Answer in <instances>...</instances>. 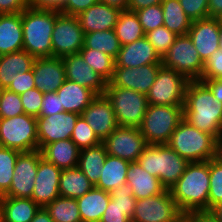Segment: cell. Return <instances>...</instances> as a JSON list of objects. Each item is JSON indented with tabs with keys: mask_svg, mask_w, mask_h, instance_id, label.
Listing matches in <instances>:
<instances>
[{
	"mask_svg": "<svg viewBox=\"0 0 222 222\" xmlns=\"http://www.w3.org/2000/svg\"><path fill=\"white\" fill-rule=\"evenodd\" d=\"M121 46L114 29H112L85 33L82 48L94 49L116 58Z\"/></svg>",
	"mask_w": 222,
	"mask_h": 222,
	"instance_id": "cell-36",
	"label": "cell"
},
{
	"mask_svg": "<svg viewBox=\"0 0 222 222\" xmlns=\"http://www.w3.org/2000/svg\"><path fill=\"white\" fill-rule=\"evenodd\" d=\"M66 0H29V7L38 10L61 12Z\"/></svg>",
	"mask_w": 222,
	"mask_h": 222,
	"instance_id": "cell-54",
	"label": "cell"
},
{
	"mask_svg": "<svg viewBox=\"0 0 222 222\" xmlns=\"http://www.w3.org/2000/svg\"><path fill=\"white\" fill-rule=\"evenodd\" d=\"M94 186L78 166L62 169L59 181L61 197L77 199L90 191Z\"/></svg>",
	"mask_w": 222,
	"mask_h": 222,
	"instance_id": "cell-32",
	"label": "cell"
},
{
	"mask_svg": "<svg viewBox=\"0 0 222 222\" xmlns=\"http://www.w3.org/2000/svg\"><path fill=\"white\" fill-rule=\"evenodd\" d=\"M222 16V0L208 1V17L220 18Z\"/></svg>",
	"mask_w": 222,
	"mask_h": 222,
	"instance_id": "cell-58",
	"label": "cell"
},
{
	"mask_svg": "<svg viewBox=\"0 0 222 222\" xmlns=\"http://www.w3.org/2000/svg\"><path fill=\"white\" fill-rule=\"evenodd\" d=\"M137 162L157 177L166 190H170L179 180L189 163L167 144H147Z\"/></svg>",
	"mask_w": 222,
	"mask_h": 222,
	"instance_id": "cell-5",
	"label": "cell"
},
{
	"mask_svg": "<svg viewBox=\"0 0 222 222\" xmlns=\"http://www.w3.org/2000/svg\"><path fill=\"white\" fill-rule=\"evenodd\" d=\"M81 116L103 141L118 126L111 102L103 95H97L84 109Z\"/></svg>",
	"mask_w": 222,
	"mask_h": 222,
	"instance_id": "cell-17",
	"label": "cell"
},
{
	"mask_svg": "<svg viewBox=\"0 0 222 222\" xmlns=\"http://www.w3.org/2000/svg\"><path fill=\"white\" fill-rule=\"evenodd\" d=\"M130 162L107 154L104 166L101 169V175L95 187L107 192L127 183L126 175Z\"/></svg>",
	"mask_w": 222,
	"mask_h": 222,
	"instance_id": "cell-30",
	"label": "cell"
},
{
	"mask_svg": "<svg viewBox=\"0 0 222 222\" xmlns=\"http://www.w3.org/2000/svg\"><path fill=\"white\" fill-rule=\"evenodd\" d=\"M40 151L46 161L53 163L60 169L78 166L80 149L71 139L47 144Z\"/></svg>",
	"mask_w": 222,
	"mask_h": 222,
	"instance_id": "cell-27",
	"label": "cell"
},
{
	"mask_svg": "<svg viewBox=\"0 0 222 222\" xmlns=\"http://www.w3.org/2000/svg\"><path fill=\"white\" fill-rule=\"evenodd\" d=\"M0 222H4V213L1 203H0Z\"/></svg>",
	"mask_w": 222,
	"mask_h": 222,
	"instance_id": "cell-64",
	"label": "cell"
},
{
	"mask_svg": "<svg viewBox=\"0 0 222 222\" xmlns=\"http://www.w3.org/2000/svg\"><path fill=\"white\" fill-rule=\"evenodd\" d=\"M147 64L162 63L161 57L146 36L130 44L122 45L115 58V67L138 68Z\"/></svg>",
	"mask_w": 222,
	"mask_h": 222,
	"instance_id": "cell-22",
	"label": "cell"
},
{
	"mask_svg": "<svg viewBox=\"0 0 222 222\" xmlns=\"http://www.w3.org/2000/svg\"><path fill=\"white\" fill-rule=\"evenodd\" d=\"M66 79L89 88L96 95H103L107 81L94 71L78 54L62 57Z\"/></svg>",
	"mask_w": 222,
	"mask_h": 222,
	"instance_id": "cell-20",
	"label": "cell"
},
{
	"mask_svg": "<svg viewBox=\"0 0 222 222\" xmlns=\"http://www.w3.org/2000/svg\"><path fill=\"white\" fill-rule=\"evenodd\" d=\"M209 160L189 162L169 190L181 212L208 211L210 191Z\"/></svg>",
	"mask_w": 222,
	"mask_h": 222,
	"instance_id": "cell-2",
	"label": "cell"
},
{
	"mask_svg": "<svg viewBox=\"0 0 222 222\" xmlns=\"http://www.w3.org/2000/svg\"><path fill=\"white\" fill-rule=\"evenodd\" d=\"M56 92L60 96L64 112H72L79 115L83 113L84 109L97 96L89 88L67 79Z\"/></svg>",
	"mask_w": 222,
	"mask_h": 222,
	"instance_id": "cell-26",
	"label": "cell"
},
{
	"mask_svg": "<svg viewBox=\"0 0 222 222\" xmlns=\"http://www.w3.org/2000/svg\"><path fill=\"white\" fill-rule=\"evenodd\" d=\"M32 71L36 88L44 94L56 92L66 80L60 57L35 58Z\"/></svg>",
	"mask_w": 222,
	"mask_h": 222,
	"instance_id": "cell-21",
	"label": "cell"
},
{
	"mask_svg": "<svg viewBox=\"0 0 222 222\" xmlns=\"http://www.w3.org/2000/svg\"><path fill=\"white\" fill-rule=\"evenodd\" d=\"M45 209L54 222H82L76 199L59 196Z\"/></svg>",
	"mask_w": 222,
	"mask_h": 222,
	"instance_id": "cell-37",
	"label": "cell"
},
{
	"mask_svg": "<svg viewBox=\"0 0 222 222\" xmlns=\"http://www.w3.org/2000/svg\"><path fill=\"white\" fill-rule=\"evenodd\" d=\"M21 20L23 50L34 58L52 57V34L56 11L28 7L21 13Z\"/></svg>",
	"mask_w": 222,
	"mask_h": 222,
	"instance_id": "cell-3",
	"label": "cell"
},
{
	"mask_svg": "<svg viewBox=\"0 0 222 222\" xmlns=\"http://www.w3.org/2000/svg\"><path fill=\"white\" fill-rule=\"evenodd\" d=\"M111 198L124 209V213L131 219L136 206L132 187L125 183L110 192Z\"/></svg>",
	"mask_w": 222,
	"mask_h": 222,
	"instance_id": "cell-45",
	"label": "cell"
},
{
	"mask_svg": "<svg viewBox=\"0 0 222 222\" xmlns=\"http://www.w3.org/2000/svg\"><path fill=\"white\" fill-rule=\"evenodd\" d=\"M162 0H129L127 10L135 12L137 10L150 7L152 5H159Z\"/></svg>",
	"mask_w": 222,
	"mask_h": 222,
	"instance_id": "cell-55",
	"label": "cell"
},
{
	"mask_svg": "<svg viewBox=\"0 0 222 222\" xmlns=\"http://www.w3.org/2000/svg\"><path fill=\"white\" fill-rule=\"evenodd\" d=\"M24 114L19 94L8 89L0 91V118H12Z\"/></svg>",
	"mask_w": 222,
	"mask_h": 222,
	"instance_id": "cell-43",
	"label": "cell"
},
{
	"mask_svg": "<svg viewBox=\"0 0 222 222\" xmlns=\"http://www.w3.org/2000/svg\"><path fill=\"white\" fill-rule=\"evenodd\" d=\"M42 158L41 151L32 150L18 154L12 183L7 197L31 198L34 191V180L38 171L39 160Z\"/></svg>",
	"mask_w": 222,
	"mask_h": 222,
	"instance_id": "cell-14",
	"label": "cell"
},
{
	"mask_svg": "<svg viewBox=\"0 0 222 222\" xmlns=\"http://www.w3.org/2000/svg\"><path fill=\"white\" fill-rule=\"evenodd\" d=\"M164 67L182 73L188 80H199L204 62L188 34L178 35L173 45L161 58Z\"/></svg>",
	"mask_w": 222,
	"mask_h": 222,
	"instance_id": "cell-9",
	"label": "cell"
},
{
	"mask_svg": "<svg viewBox=\"0 0 222 222\" xmlns=\"http://www.w3.org/2000/svg\"><path fill=\"white\" fill-rule=\"evenodd\" d=\"M99 2L105 3L111 7L117 8L120 11L127 10L129 0H99Z\"/></svg>",
	"mask_w": 222,
	"mask_h": 222,
	"instance_id": "cell-60",
	"label": "cell"
},
{
	"mask_svg": "<svg viewBox=\"0 0 222 222\" xmlns=\"http://www.w3.org/2000/svg\"><path fill=\"white\" fill-rule=\"evenodd\" d=\"M59 112H64L57 92L45 93L42 101L40 116H50Z\"/></svg>",
	"mask_w": 222,
	"mask_h": 222,
	"instance_id": "cell-50",
	"label": "cell"
},
{
	"mask_svg": "<svg viewBox=\"0 0 222 222\" xmlns=\"http://www.w3.org/2000/svg\"><path fill=\"white\" fill-rule=\"evenodd\" d=\"M84 35L77 16L56 11V22L52 34V57L78 54L84 44Z\"/></svg>",
	"mask_w": 222,
	"mask_h": 222,
	"instance_id": "cell-11",
	"label": "cell"
},
{
	"mask_svg": "<svg viewBox=\"0 0 222 222\" xmlns=\"http://www.w3.org/2000/svg\"><path fill=\"white\" fill-rule=\"evenodd\" d=\"M126 176L136 200L152 197L166 190L160 180L143 169L137 161L130 162Z\"/></svg>",
	"mask_w": 222,
	"mask_h": 222,
	"instance_id": "cell-24",
	"label": "cell"
},
{
	"mask_svg": "<svg viewBox=\"0 0 222 222\" xmlns=\"http://www.w3.org/2000/svg\"><path fill=\"white\" fill-rule=\"evenodd\" d=\"M104 95L111 102L118 126L140 127L148 106L145 94L132 89L106 86Z\"/></svg>",
	"mask_w": 222,
	"mask_h": 222,
	"instance_id": "cell-7",
	"label": "cell"
},
{
	"mask_svg": "<svg viewBox=\"0 0 222 222\" xmlns=\"http://www.w3.org/2000/svg\"><path fill=\"white\" fill-rule=\"evenodd\" d=\"M219 154L222 156V139L220 141Z\"/></svg>",
	"mask_w": 222,
	"mask_h": 222,
	"instance_id": "cell-65",
	"label": "cell"
},
{
	"mask_svg": "<svg viewBox=\"0 0 222 222\" xmlns=\"http://www.w3.org/2000/svg\"><path fill=\"white\" fill-rule=\"evenodd\" d=\"M183 118V105L148 104L139 129L147 144H167Z\"/></svg>",
	"mask_w": 222,
	"mask_h": 222,
	"instance_id": "cell-6",
	"label": "cell"
},
{
	"mask_svg": "<svg viewBox=\"0 0 222 222\" xmlns=\"http://www.w3.org/2000/svg\"><path fill=\"white\" fill-rule=\"evenodd\" d=\"M0 146L19 152L38 150L36 117L24 113L12 118H0Z\"/></svg>",
	"mask_w": 222,
	"mask_h": 222,
	"instance_id": "cell-8",
	"label": "cell"
},
{
	"mask_svg": "<svg viewBox=\"0 0 222 222\" xmlns=\"http://www.w3.org/2000/svg\"><path fill=\"white\" fill-rule=\"evenodd\" d=\"M162 64H147L138 68L115 67L107 86L132 89L147 95Z\"/></svg>",
	"mask_w": 222,
	"mask_h": 222,
	"instance_id": "cell-16",
	"label": "cell"
},
{
	"mask_svg": "<svg viewBox=\"0 0 222 222\" xmlns=\"http://www.w3.org/2000/svg\"><path fill=\"white\" fill-rule=\"evenodd\" d=\"M44 93L37 88L27 90L20 94L21 103L24 108V113L34 117L40 116Z\"/></svg>",
	"mask_w": 222,
	"mask_h": 222,
	"instance_id": "cell-46",
	"label": "cell"
},
{
	"mask_svg": "<svg viewBox=\"0 0 222 222\" xmlns=\"http://www.w3.org/2000/svg\"><path fill=\"white\" fill-rule=\"evenodd\" d=\"M210 212L220 221L222 222V202L215 205Z\"/></svg>",
	"mask_w": 222,
	"mask_h": 222,
	"instance_id": "cell-62",
	"label": "cell"
},
{
	"mask_svg": "<svg viewBox=\"0 0 222 222\" xmlns=\"http://www.w3.org/2000/svg\"><path fill=\"white\" fill-rule=\"evenodd\" d=\"M79 54L84 61L107 82L112 78L115 69V58L90 48H82Z\"/></svg>",
	"mask_w": 222,
	"mask_h": 222,
	"instance_id": "cell-38",
	"label": "cell"
},
{
	"mask_svg": "<svg viewBox=\"0 0 222 222\" xmlns=\"http://www.w3.org/2000/svg\"><path fill=\"white\" fill-rule=\"evenodd\" d=\"M106 157L107 152L102 142L98 145L80 150L78 168L94 185H96L99 180Z\"/></svg>",
	"mask_w": 222,
	"mask_h": 222,
	"instance_id": "cell-33",
	"label": "cell"
},
{
	"mask_svg": "<svg viewBox=\"0 0 222 222\" xmlns=\"http://www.w3.org/2000/svg\"><path fill=\"white\" fill-rule=\"evenodd\" d=\"M34 59L25 50L0 55V89H7L17 73L30 71Z\"/></svg>",
	"mask_w": 222,
	"mask_h": 222,
	"instance_id": "cell-28",
	"label": "cell"
},
{
	"mask_svg": "<svg viewBox=\"0 0 222 222\" xmlns=\"http://www.w3.org/2000/svg\"><path fill=\"white\" fill-rule=\"evenodd\" d=\"M19 153L17 150L0 146V197L10 189Z\"/></svg>",
	"mask_w": 222,
	"mask_h": 222,
	"instance_id": "cell-39",
	"label": "cell"
},
{
	"mask_svg": "<svg viewBox=\"0 0 222 222\" xmlns=\"http://www.w3.org/2000/svg\"><path fill=\"white\" fill-rule=\"evenodd\" d=\"M62 169L49 163L43 157L39 160L38 171L34 180L33 199L39 207L45 208L60 196L59 181Z\"/></svg>",
	"mask_w": 222,
	"mask_h": 222,
	"instance_id": "cell-18",
	"label": "cell"
},
{
	"mask_svg": "<svg viewBox=\"0 0 222 222\" xmlns=\"http://www.w3.org/2000/svg\"><path fill=\"white\" fill-rule=\"evenodd\" d=\"M30 222H54L50 217L48 211L40 207V209L36 212L34 218Z\"/></svg>",
	"mask_w": 222,
	"mask_h": 222,
	"instance_id": "cell-59",
	"label": "cell"
},
{
	"mask_svg": "<svg viewBox=\"0 0 222 222\" xmlns=\"http://www.w3.org/2000/svg\"><path fill=\"white\" fill-rule=\"evenodd\" d=\"M145 36L154 47L155 51L162 58L173 45L178 35L163 25L147 32Z\"/></svg>",
	"mask_w": 222,
	"mask_h": 222,
	"instance_id": "cell-42",
	"label": "cell"
},
{
	"mask_svg": "<svg viewBox=\"0 0 222 222\" xmlns=\"http://www.w3.org/2000/svg\"><path fill=\"white\" fill-rule=\"evenodd\" d=\"M117 8L97 2L90 8L77 15L84 33L114 29L119 13Z\"/></svg>",
	"mask_w": 222,
	"mask_h": 222,
	"instance_id": "cell-23",
	"label": "cell"
},
{
	"mask_svg": "<svg viewBox=\"0 0 222 222\" xmlns=\"http://www.w3.org/2000/svg\"><path fill=\"white\" fill-rule=\"evenodd\" d=\"M219 48L222 49V23L220 22Z\"/></svg>",
	"mask_w": 222,
	"mask_h": 222,
	"instance_id": "cell-63",
	"label": "cell"
},
{
	"mask_svg": "<svg viewBox=\"0 0 222 222\" xmlns=\"http://www.w3.org/2000/svg\"><path fill=\"white\" fill-rule=\"evenodd\" d=\"M182 213L169 190L136 200L131 222H173Z\"/></svg>",
	"mask_w": 222,
	"mask_h": 222,
	"instance_id": "cell-12",
	"label": "cell"
},
{
	"mask_svg": "<svg viewBox=\"0 0 222 222\" xmlns=\"http://www.w3.org/2000/svg\"><path fill=\"white\" fill-rule=\"evenodd\" d=\"M163 25L177 35L188 34L192 21L185 14L179 0H162Z\"/></svg>",
	"mask_w": 222,
	"mask_h": 222,
	"instance_id": "cell-34",
	"label": "cell"
},
{
	"mask_svg": "<svg viewBox=\"0 0 222 222\" xmlns=\"http://www.w3.org/2000/svg\"><path fill=\"white\" fill-rule=\"evenodd\" d=\"M70 139L77 145L80 150L98 145L102 142L81 115L78 117L75 123Z\"/></svg>",
	"mask_w": 222,
	"mask_h": 222,
	"instance_id": "cell-41",
	"label": "cell"
},
{
	"mask_svg": "<svg viewBox=\"0 0 222 222\" xmlns=\"http://www.w3.org/2000/svg\"><path fill=\"white\" fill-rule=\"evenodd\" d=\"M192 222H220L210 211H193Z\"/></svg>",
	"mask_w": 222,
	"mask_h": 222,
	"instance_id": "cell-57",
	"label": "cell"
},
{
	"mask_svg": "<svg viewBox=\"0 0 222 222\" xmlns=\"http://www.w3.org/2000/svg\"><path fill=\"white\" fill-rule=\"evenodd\" d=\"M110 199V192L95 186L82 197L77 198L81 221L100 222Z\"/></svg>",
	"mask_w": 222,
	"mask_h": 222,
	"instance_id": "cell-29",
	"label": "cell"
},
{
	"mask_svg": "<svg viewBox=\"0 0 222 222\" xmlns=\"http://www.w3.org/2000/svg\"><path fill=\"white\" fill-rule=\"evenodd\" d=\"M209 0H179L185 14L191 21L208 18Z\"/></svg>",
	"mask_w": 222,
	"mask_h": 222,
	"instance_id": "cell-48",
	"label": "cell"
},
{
	"mask_svg": "<svg viewBox=\"0 0 222 222\" xmlns=\"http://www.w3.org/2000/svg\"><path fill=\"white\" fill-rule=\"evenodd\" d=\"M173 222H192V212H182Z\"/></svg>",
	"mask_w": 222,
	"mask_h": 222,
	"instance_id": "cell-61",
	"label": "cell"
},
{
	"mask_svg": "<svg viewBox=\"0 0 222 222\" xmlns=\"http://www.w3.org/2000/svg\"><path fill=\"white\" fill-rule=\"evenodd\" d=\"M204 82L213 93L216 101L222 103V79L202 81Z\"/></svg>",
	"mask_w": 222,
	"mask_h": 222,
	"instance_id": "cell-56",
	"label": "cell"
},
{
	"mask_svg": "<svg viewBox=\"0 0 222 222\" xmlns=\"http://www.w3.org/2000/svg\"><path fill=\"white\" fill-rule=\"evenodd\" d=\"M29 7V0H0V14L22 13Z\"/></svg>",
	"mask_w": 222,
	"mask_h": 222,
	"instance_id": "cell-53",
	"label": "cell"
},
{
	"mask_svg": "<svg viewBox=\"0 0 222 222\" xmlns=\"http://www.w3.org/2000/svg\"><path fill=\"white\" fill-rule=\"evenodd\" d=\"M183 119L200 131L222 139V103L202 81L189 80L185 89Z\"/></svg>",
	"mask_w": 222,
	"mask_h": 222,
	"instance_id": "cell-1",
	"label": "cell"
},
{
	"mask_svg": "<svg viewBox=\"0 0 222 222\" xmlns=\"http://www.w3.org/2000/svg\"><path fill=\"white\" fill-rule=\"evenodd\" d=\"M219 33V18L208 17L192 21L188 35L204 63L219 49Z\"/></svg>",
	"mask_w": 222,
	"mask_h": 222,
	"instance_id": "cell-19",
	"label": "cell"
},
{
	"mask_svg": "<svg viewBox=\"0 0 222 222\" xmlns=\"http://www.w3.org/2000/svg\"><path fill=\"white\" fill-rule=\"evenodd\" d=\"M100 222H131V219L124 213V209L111 198Z\"/></svg>",
	"mask_w": 222,
	"mask_h": 222,
	"instance_id": "cell-51",
	"label": "cell"
},
{
	"mask_svg": "<svg viewBox=\"0 0 222 222\" xmlns=\"http://www.w3.org/2000/svg\"><path fill=\"white\" fill-rule=\"evenodd\" d=\"M167 145L188 162H202L219 155L220 143L184 119L172 133Z\"/></svg>",
	"mask_w": 222,
	"mask_h": 222,
	"instance_id": "cell-4",
	"label": "cell"
},
{
	"mask_svg": "<svg viewBox=\"0 0 222 222\" xmlns=\"http://www.w3.org/2000/svg\"><path fill=\"white\" fill-rule=\"evenodd\" d=\"M135 13L140 21V24L142 25L145 34L151 30L163 26L164 15L161 4L152 5L150 7L137 10Z\"/></svg>",
	"mask_w": 222,
	"mask_h": 222,
	"instance_id": "cell-44",
	"label": "cell"
},
{
	"mask_svg": "<svg viewBox=\"0 0 222 222\" xmlns=\"http://www.w3.org/2000/svg\"><path fill=\"white\" fill-rule=\"evenodd\" d=\"M210 191L208 198V211L222 202V156L209 160Z\"/></svg>",
	"mask_w": 222,
	"mask_h": 222,
	"instance_id": "cell-40",
	"label": "cell"
},
{
	"mask_svg": "<svg viewBox=\"0 0 222 222\" xmlns=\"http://www.w3.org/2000/svg\"><path fill=\"white\" fill-rule=\"evenodd\" d=\"M33 88H36V86L33 71L31 69L25 73H17V76L13 79L12 83L7 89L20 95Z\"/></svg>",
	"mask_w": 222,
	"mask_h": 222,
	"instance_id": "cell-49",
	"label": "cell"
},
{
	"mask_svg": "<svg viewBox=\"0 0 222 222\" xmlns=\"http://www.w3.org/2000/svg\"><path fill=\"white\" fill-rule=\"evenodd\" d=\"M4 222H30L40 207L31 198L1 196Z\"/></svg>",
	"mask_w": 222,
	"mask_h": 222,
	"instance_id": "cell-31",
	"label": "cell"
},
{
	"mask_svg": "<svg viewBox=\"0 0 222 222\" xmlns=\"http://www.w3.org/2000/svg\"><path fill=\"white\" fill-rule=\"evenodd\" d=\"M23 50L21 13L0 14V55Z\"/></svg>",
	"mask_w": 222,
	"mask_h": 222,
	"instance_id": "cell-25",
	"label": "cell"
},
{
	"mask_svg": "<svg viewBox=\"0 0 222 222\" xmlns=\"http://www.w3.org/2000/svg\"><path fill=\"white\" fill-rule=\"evenodd\" d=\"M188 79L173 69L163 65L157 72L155 81L149 89L146 97L150 105H184L185 89Z\"/></svg>",
	"mask_w": 222,
	"mask_h": 222,
	"instance_id": "cell-10",
	"label": "cell"
},
{
	"mask_svg": "<svg viewBox=\"0 0 222 222\" xmlns=\"http://www.w3.org/2000/svg\"><path fill=\"white\" fill-rule=\"evenodd\" d=\"M114 31L121 45L130 44L145 36L136 13L129 10L119 13Z\"/></svg>",
	"mask_w": 222,
	"mask_h": 222,
	"instance_id": "cell-35",
	"label": "cell"
},
{
	"mask_svg": "<svg viewBox=\"0 0 222 222\" xmlns=\"http://www.w3.org/2000/svg\"><path fill=\"white\" fill-rule=\"evenodd\" d=\"M102 143L107 154L128 162L137 161L147 145L139 128L125 126H117Z\"/></svg>",
	"mask_w": 222,
	"mask_h": 222,
	"instance_id": "cell-13",
	"label": "cell"
},
{
	"mask_svg": "<svg viewBox=\"0 0 222 222\" xmlns=\"http://www.w3.org/2000/svg\"><path fill=\"white\" fill-rule=\"evenodd\" d=\"M98 1L99 0H66L60 13L70 16H77Z\"/></svg>",
	"mask_w": 222,
	"mask_h": 222,
	"instance_id": "cell-52",
	"label": "cell"
},
{
	"mask_svg": "<svg viewBox=\"0 0 222 222\" xmlns=\"http://www.w3.org/2000/svg\"><path fill=\"white\" fill-rule=\"evenodd\" d=\"M79 116L77 113L59 112L37 117L39 150L58 140L70 139Z\"/></svg>",
	"mask_w": 222,
	"mask_h": 222,
	"instance_id": "cell-15",
	"label": "cell"
},
{
	"mask_svg": "<svg viewBox=\"0 0 222 222\" xmlns=\"http://www.w3.org/2000/svg\"><path fill=\"white\" fill-rule=\"evenodd\" d=\"M222 79V49L216 50L204 63L199 81Z\"/></svg>",
	"mask_w": 222,
	"mask_h": 222,
	"instance_id": "cell-47",
	"label": "cell"
}]
</instances>
